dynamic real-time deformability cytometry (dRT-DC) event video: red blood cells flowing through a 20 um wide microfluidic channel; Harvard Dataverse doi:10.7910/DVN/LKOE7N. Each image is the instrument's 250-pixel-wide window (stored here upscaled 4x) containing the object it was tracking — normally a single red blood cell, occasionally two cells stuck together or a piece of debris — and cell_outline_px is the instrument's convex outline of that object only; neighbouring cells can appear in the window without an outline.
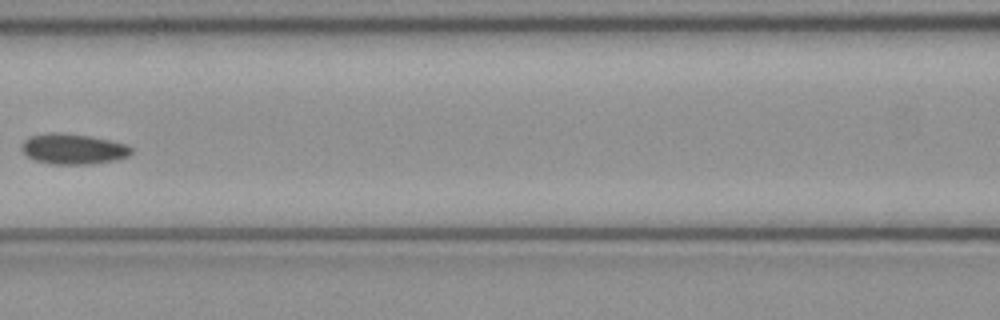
{"species": "common noctule bat (a hibernating species)", "species_latin": "Nyctalus noctula", "temperature_condition": "cold", "stored_images_in_passage": 6, "camera_frame_rate_fps": 3000, "um_per_image_px": 0.085, "animal": {"sex": "female", "body_mass_g": 21.9}, "frame": {"image": 1, "passage_image": 6, "time_ms": 1.667, "image_size_px": [1000, 320], "cell_outline_px": [[132, 152], [128, 156], [116, 160], [92, 164], [52, 164], [36, 160], [28, 156], [20, 148], [24, 140], [32, 136], [52, 132], [56, 132], [88, 136], [112, 140], [128, 144], [132, 148]], "centroid_in_image_um": [6.26, 12.66], "position_along_channel_um": 160.3, "area_um2": 19.42}}